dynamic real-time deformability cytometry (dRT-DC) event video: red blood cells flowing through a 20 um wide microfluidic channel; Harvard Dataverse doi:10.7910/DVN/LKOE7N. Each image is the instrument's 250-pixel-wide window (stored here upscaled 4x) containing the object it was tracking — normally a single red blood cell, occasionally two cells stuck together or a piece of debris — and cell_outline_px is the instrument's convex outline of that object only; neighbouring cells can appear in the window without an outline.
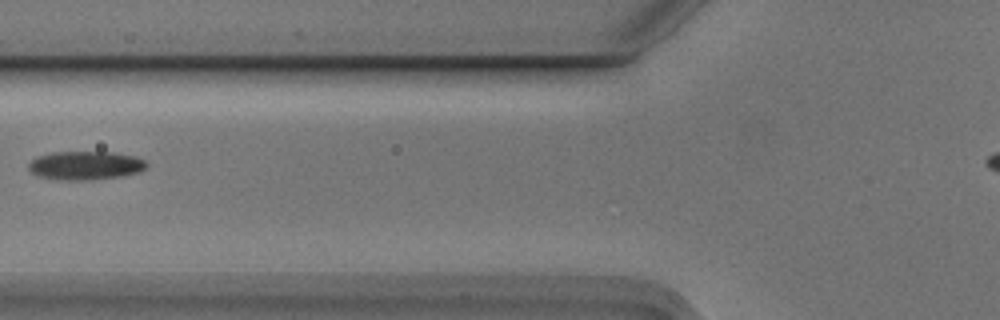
{"species": "Egyptian fruit bat (a non-hibernating species)", "species_latin": "Rousettus aegyptiacus", "temperature_condition": "cold", "stored_images_in_passage": 4, "camera_frame_rate_fps": 3000, "um_per_image_px": 0.085, "animal": {"sex": "male"}, "frame": {"image": 1, "passage_image": 3, "time_ms": 0.667, "image_size_px": [1000, 320], "cell_outline_px": [[148, 164], [140, 172], [120, 176], [92, 180], [68, 180], [40, 176], [32, 172], [28, 168], [28, 164], [36, 156], [52, 152], [112, 152], [136, 156], [144, 160]], "centroid_in_image_um": [7.28, 14.05], "position_along_channel_um": 118.5, "area_um2": 19.59}}
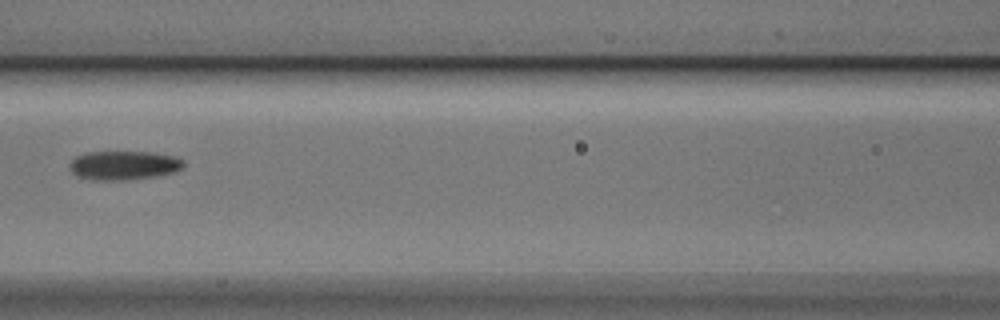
{"frame": {"image": 2, "passage_image": 4, "time_ms": 1.0, "image_size_px": [1000, 320], "cell_outline_px": [[184, 168], [176, 172], [160, 176], [124, 180], [92, 180], [76, 176], [72, 172], [68, 164], [76, 156], [88, 152], [152, 152], [172, 156], [184, 160]], "centroid_in_image_um": [10.54, 14.06], "position_along_channel_um": 156.1, "area_um2": 19.48}}